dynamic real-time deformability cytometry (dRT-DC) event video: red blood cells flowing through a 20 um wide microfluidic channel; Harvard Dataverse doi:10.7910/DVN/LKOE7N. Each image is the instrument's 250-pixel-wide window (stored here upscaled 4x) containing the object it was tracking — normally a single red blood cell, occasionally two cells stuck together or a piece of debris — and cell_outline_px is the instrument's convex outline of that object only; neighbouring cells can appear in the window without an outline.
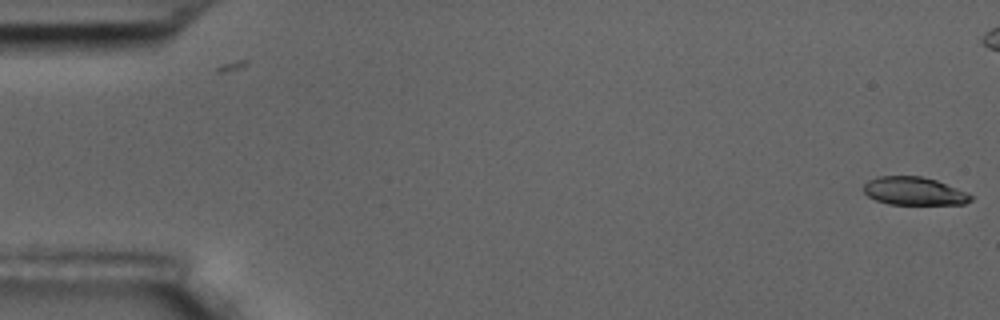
{"species": "common noctule bat (a hibernating species)", "species_latin": "Nyctalus noctula", "temperature_condition": "room temperature", "stored_images_in_passage": 7, "camera_frame_rate_fps": 3000, "um_per_image_px": 0.085, "animal": {"sex": "male", "body_mass_g": 17.5, "forearm_length_mm": 52.3}, "frame": {"image": 1, "passage_image": 1, "time_ms": 0.0, "image_size_px": [1000, 320], "cell_outline_px": [[972, 200], [964, 204], [888, 204], [876, 200], [868, 196], [864, 192], [864, 184], [868, 180], [880, 176], [920, 176], [936, 180], [968, 192], [972, 196]], "centroid_in_image_um": [77.7, 16.24], "position_along_channel_um": 7.3, "area_um2": 17.51}}